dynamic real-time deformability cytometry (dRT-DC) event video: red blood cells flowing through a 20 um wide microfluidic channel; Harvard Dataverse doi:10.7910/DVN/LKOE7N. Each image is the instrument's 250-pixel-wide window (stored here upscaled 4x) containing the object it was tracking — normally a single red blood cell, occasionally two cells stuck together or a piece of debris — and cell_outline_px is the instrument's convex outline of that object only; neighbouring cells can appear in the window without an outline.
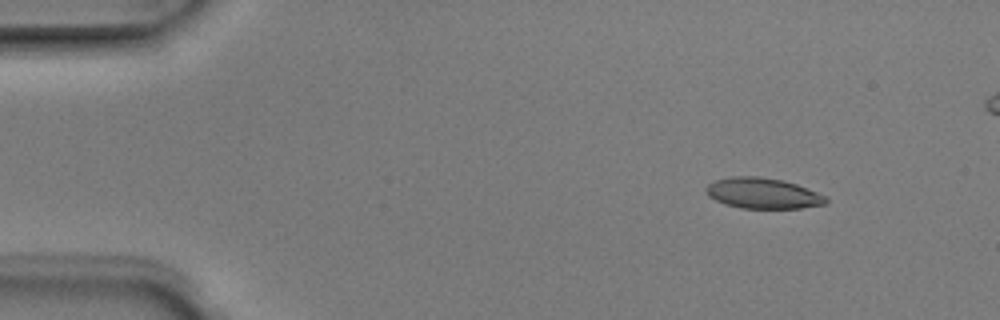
{"species": "Egyptian fruit bat (a non-hibernating species)", "species_latin": "Rousettus aegyptiacus", "temperature_condition": "room temperature", "stored_images_in_passage": 5, "camera_frame_rate_fps": 3000, "um_per_image_px": 0.085, "animal": {"sex": "male"}, "frame": {"image": 1, "passage_image": 1, "time_ms": 0.0, "image_size_px": [1000, 320], "cell_outline_px": [[828, 200], [824, 204], [800, 208], [740, 208], [724, 204], [708, 196], [704, 188], [708, 184], [716, 180], [732, 176], [756, 176], [780, 180], [796, 184], [816, 192], [824, 196]], "centroid_in_image_um": [64.78, 16.43], "position_along_channel_um": 20.2, "area_um2": 21.21}}
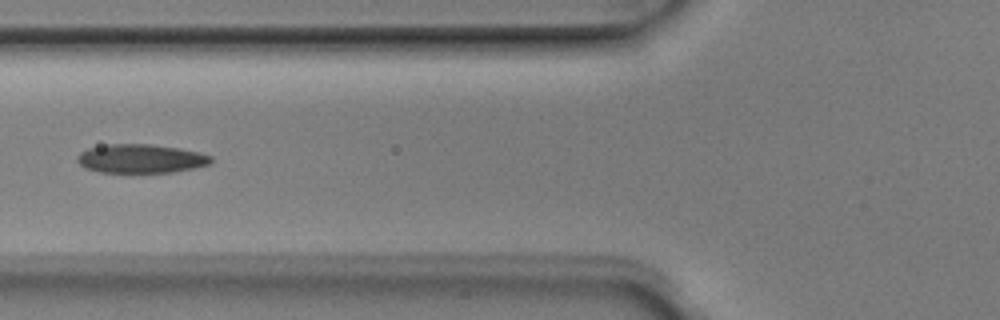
{"frame": {"image": 2, "passage_image": 4, "time_ms": 1.0, "image_size_px": [1000, 320], "cell_outline_px": [[212, 160], [208, 164], [192, 168], [172, 172], [100, 172], [84, 168], [76, 160], [76, 156], [80, 152], [88, 148], [108, 144], [152, 144], [180, 148], [200, 152], [212, 156]], "centroid_in_image_um": [11.94, 13.47], "position_along_channel_um": 113.9, "area_um2": 22.48}}
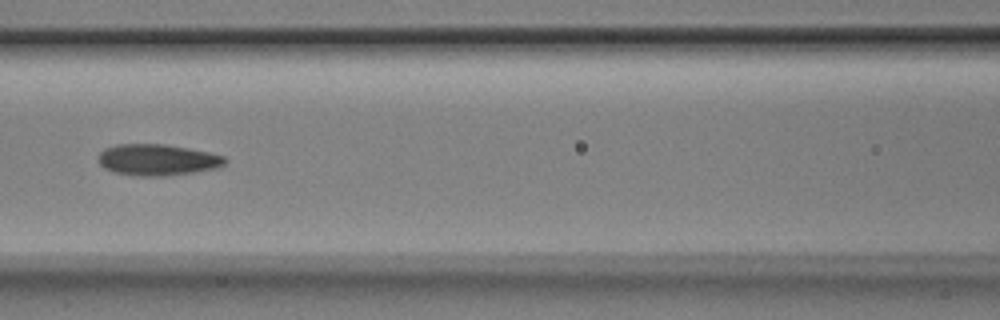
{"frame": {"image": 3, "passage_image": 5, "time_ms": 1.333, "image_size_px": [1000, 320], "cell_outline_px": [[228, 160], [224, 164], [216, 168], [168, 176], [132, 176], [116, 172], [104, 168], [100, 164], [96, 156], [104, 148], [116, 144], [164, 144], [188, 148], [208, 152], [224, 156]], "centroid_in_image_um": [13.34, 13.58], "position_along_channel_um": 153.3, "area_um2": 23.24}}